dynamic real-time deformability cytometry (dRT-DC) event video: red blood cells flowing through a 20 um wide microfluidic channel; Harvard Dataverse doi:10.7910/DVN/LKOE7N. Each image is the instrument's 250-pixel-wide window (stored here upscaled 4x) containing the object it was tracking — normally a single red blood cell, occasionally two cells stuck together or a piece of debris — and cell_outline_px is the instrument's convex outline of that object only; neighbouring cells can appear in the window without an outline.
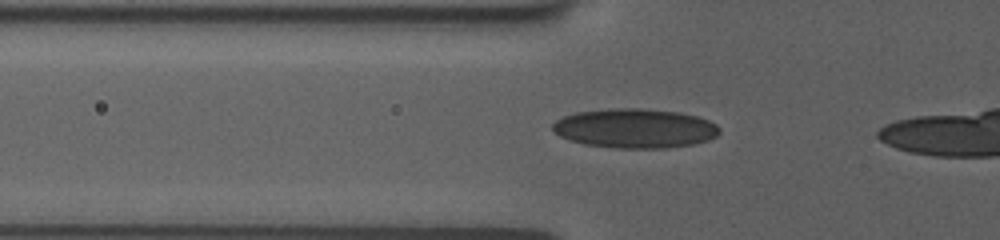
{"species": "human", "species_latin": "Homo sapiens", "temperature_condition": "room temperature", "stored_images_in_passage": 42, "camera_frame_rate_fps": 3000, "um_per_image_px": 0.085, "donor": {"sex": "female"}, "frame": {"image": 1, "passage_image": 13, "time_ms": 4.0, "image_size_px": [1000, 240], "cell_outline_px": [[720, 132], [716, 136], [708, 140], [692, 144], [664, 148], [616, 148], [584, 144], [568, 140], [560, 136], [552, 128], [552, 124], [556, 120], [564, 116], [576, 112], [612, 108], [640, 108], [680, 112], [696, 116], [708, 120], [716, 124], [720, 128]], "centroid_in_image_um": [53.96, 10.9], "position_along_channel_um": 71.8, "area_um2": 38.32}}
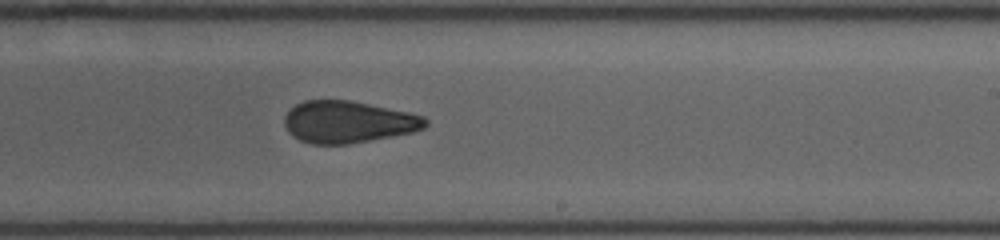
{"frame": {"image": 2, "passage_image": 28, "time_ms": 9.0, "image_size_px": [1000, 240], "cell_outline_px": [[428, 124], [424, 128], [412, 132], [392, 136], [348, 144], [312, 144], [300, 140], [292, 136], [288, 132], [284, 124], [284, 116], [296, 104], [304, 100], [348, 100], [408, 112], [424, 116], [428, 120]], "centroid_in_image_um": [29.57, 10.37], "position_along_channel_um": 259.4, "area_um2": 34.33}}
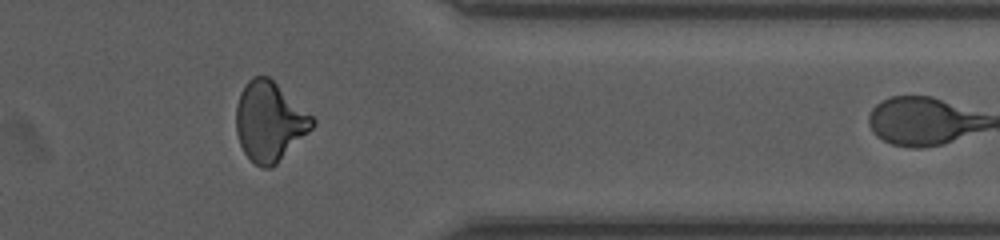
{"frame": {"image": 3, "passage_image": 39, "time_ms": 12.667, "image_size_px": [1000, 240], "cell_outline_px": [[316, 124], [272, 168], [264, 168], [256, 164], [244, 152], [240, 144], [236, 132], [236, 104], [240, 92], [244, 84], [252, 76], [268, 76], [312, 116], [316, 120]], "centroid_in_image_um": [22.88, 10.31], "position_along_channel_um": 388.5, "area_um2": 34.97}}